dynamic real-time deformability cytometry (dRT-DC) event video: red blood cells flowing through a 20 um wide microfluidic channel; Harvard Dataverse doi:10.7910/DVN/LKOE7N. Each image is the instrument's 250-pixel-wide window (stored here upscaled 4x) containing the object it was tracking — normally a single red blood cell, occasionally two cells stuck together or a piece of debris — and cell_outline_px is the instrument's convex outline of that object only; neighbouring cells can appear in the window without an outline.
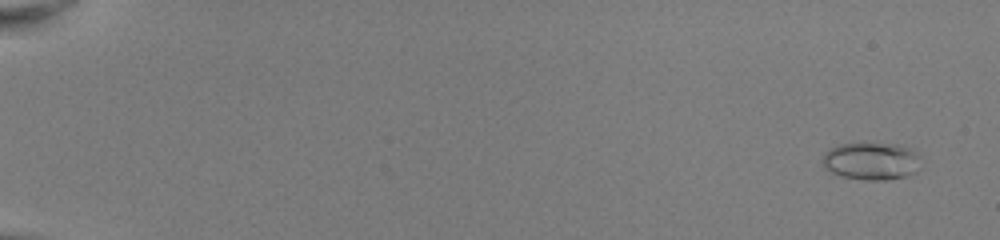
{"species": "common noctule bat (a hibernating species)", "species_latin": "Nyctalus noctula", "temperature_condition": "room temperature", "stored_images_in_passage": 54, "camera_frame_rate_fps": 3000, "um_per_image_px": 0.085, "animal": {"sex": "female", "body_mass_g": 22.0, "forearm_length_mm": 56.7}, "frame": {"image": 1, "passage_image": 3, "time_ms": 0.667, "image_size_px": [1000, 240], "cell_outline_px": [[920, 168], [916, 172], [908, 176], [888, 180], [864, 180], [840, 176], [824, 168], [820, 160], [824, 152], [840, 144], [860, 140], [864, 140], [904, 144], [920, 152]], "centroid_in_image_um": [74.1, 13.63], "position_along_channel_um": 10.9, "area_um2": 23.06}}
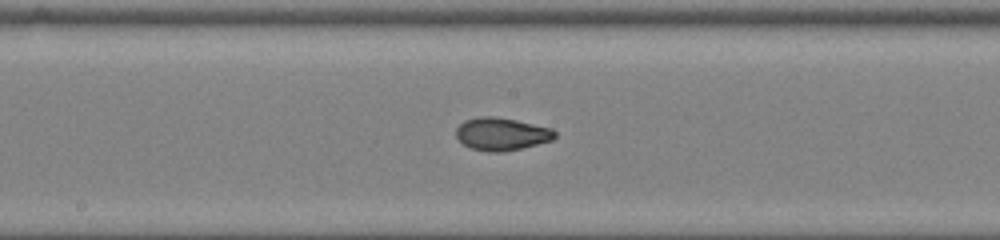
{"frame": {"image": 2, "passage_image": 31, "time_ms": 10.0, "image_size_px": [1000, 240], "cell_outline_px": [[556, 136], [552, 140], [504, 152], [488, 152], [472, 148], [464, 144], [456, 136], [456, 128], [464, 120], [480, 116], [492, 116], [516, 120], [552, 128], [556, 132]], "centroid_in_image_um": [42.63, 11.38], "position_along_channel_um": 205.6, "area_um2": 18.73}}
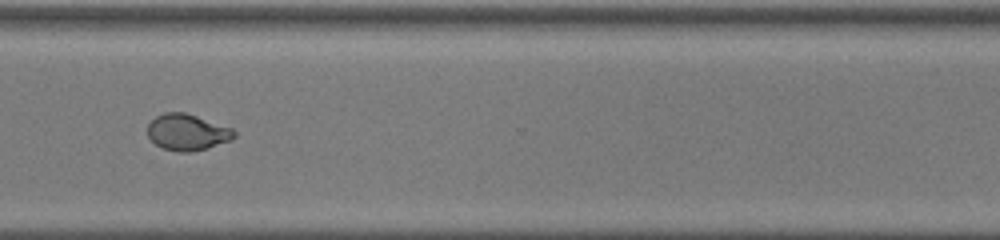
{"frame": {"image": 3, "passage_image": 42, "time_ms": 13.667, "image_size_px": [1000, 240], "cell_outline_px": [[236, 136], [232, 140], [208, 148], [188, 152], [180, 152], [164, 148], [156, 144], [148, 136], [148, 124], [156, 116], [164, 112], [184, 112], [232, 128], [236, 132]], "centroid_in_image_um": [15.93, 11.24], "position_along_channel_um": 354.7, "area_um2": 18.21}}